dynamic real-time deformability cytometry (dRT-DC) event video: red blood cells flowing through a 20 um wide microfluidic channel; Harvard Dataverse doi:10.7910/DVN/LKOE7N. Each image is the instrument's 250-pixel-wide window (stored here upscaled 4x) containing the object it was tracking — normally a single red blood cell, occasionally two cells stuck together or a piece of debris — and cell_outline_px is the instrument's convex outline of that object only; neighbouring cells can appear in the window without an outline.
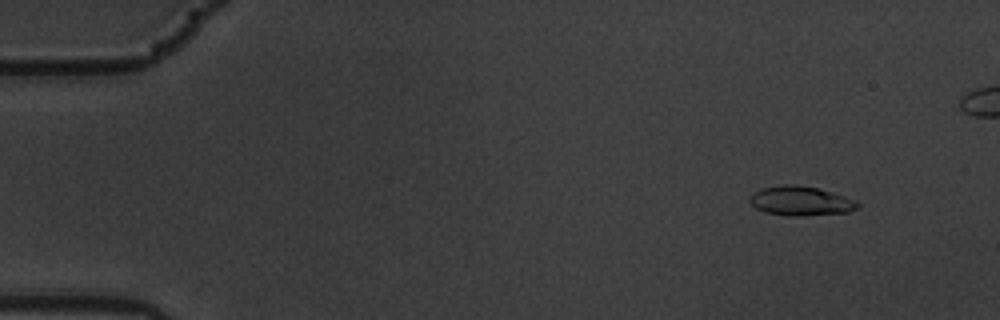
{"species": "common noctule bat (a hibernating species)", "species_latin": "Nyctalus noctula", "temperature_condition": "warm", "stored_images_in_passage": 6, "camera_frame_rate_fps": 3000, "um_per_image_px": 0.085, "animal": {"sex": "male", "body_mass_g": 19.5, "forearm_length_mm": 54.6}, "frame": {"image": 1, "passage_image": 2, "time_ms": 0.333, "image_size_px": [1000, 320], "cell_outline_px": [[860, 204], [856, 208], [848, 212], [800, 216], [792, 216], [764, 212], [756, 208], [748, 200], [752, 192], [764, 188], [784, 184], [792, 184], [816, 188], [832, 192], [856, 200]], "centroid_in_image_um": [68.04, 17.08], "position_along_channel_um": 17.0, "area_um2": 18.32}}
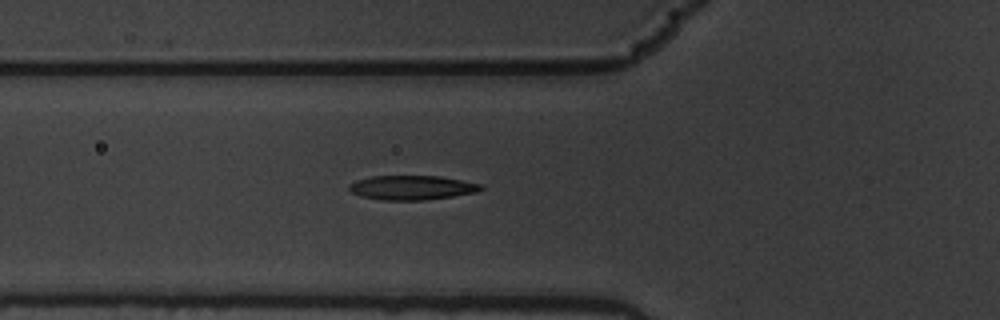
{"frame": {"image": 2, "passage_image": 6, "time_ms": 1.667, "image_size_px": [1000, 320], "cell_outline_px": [[484, 188], [476, 192], [452, 196], [424, 200], [380, 200], [364, 196], [352, 192], [348, 188], [348, 184], [356, 180], [372, 176], [440, 176], [484, 184]], "centroid_in_image_um": [35.03, 15.94], "position_along_channel_um": 90.8, "area_um2": 18.67}}